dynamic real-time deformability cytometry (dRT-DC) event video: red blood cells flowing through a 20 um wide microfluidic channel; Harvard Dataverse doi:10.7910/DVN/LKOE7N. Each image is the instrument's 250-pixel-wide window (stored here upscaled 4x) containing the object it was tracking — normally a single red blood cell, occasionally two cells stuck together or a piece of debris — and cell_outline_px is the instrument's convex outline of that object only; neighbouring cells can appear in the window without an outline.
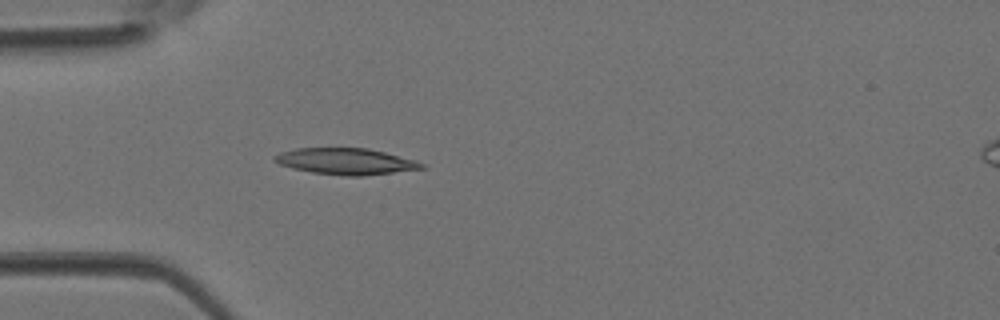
{"species": "Egyptian fruit bat (a non-hibernating species)", "species_latin": "Rousettus aegyptiacus", "temperature_condition": "room temperature", "stored_images_in_passage": 3, "camera_frame_rate_fps": 3000, "um_per_image_px": 0.085, "animal": {"sex": "female"}, "frame": {"image": 1, "passage_image": 3, "time_ms": 0.667, "image_size_px": [1000, 320], "cell_outline_px": [[428, 168], [360, 176], [344, 176], [312, 172], [292, 168], [280, 164], [272, 160], [272, 156], [280, 152], [296, 148], [368, 148], [416, 160], [424, 164]], "centroid_in_image_um": [29.38, 13.71], "position_along_channel_um": 55.6, "area_um2": 22.6}}